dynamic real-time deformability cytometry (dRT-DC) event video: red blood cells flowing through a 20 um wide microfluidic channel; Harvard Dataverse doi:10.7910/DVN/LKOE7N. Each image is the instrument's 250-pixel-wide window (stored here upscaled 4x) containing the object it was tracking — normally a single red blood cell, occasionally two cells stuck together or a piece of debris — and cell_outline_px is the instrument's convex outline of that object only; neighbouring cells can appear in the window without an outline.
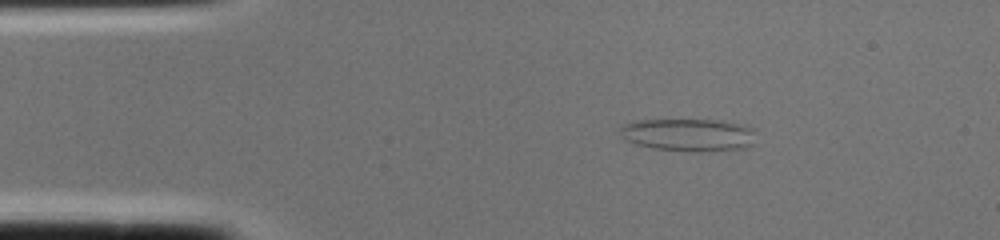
{"species": "common noctule bat (a hibernating species)", "species_latin": "Nyctalus noctula", "temperature_condition": "cold", "stored_images_in_passage": 1, "camera_frame_rate_fps": 3000, "um_per_image_px": 0.085, "animal": {"sex": "female", "body_mass_g": 22.0, "forearm_length_mm": 56.7}, "frame": {"image": 1, "passage_image": 1, "time_ms": 0.0, "image_size_px": [1000, 240], "cell_outline_px": [[756, 128], [752, 144], [748, 148], [696, 152], [652, 148], [636, 144], [620, 136], [620, 128], [624, 124], [636, 120], [720, 120]], "centroid_in_image_um": [58.54, 11.46], "position_along_channel_um": 26.5, "area_um2": 25.95}}